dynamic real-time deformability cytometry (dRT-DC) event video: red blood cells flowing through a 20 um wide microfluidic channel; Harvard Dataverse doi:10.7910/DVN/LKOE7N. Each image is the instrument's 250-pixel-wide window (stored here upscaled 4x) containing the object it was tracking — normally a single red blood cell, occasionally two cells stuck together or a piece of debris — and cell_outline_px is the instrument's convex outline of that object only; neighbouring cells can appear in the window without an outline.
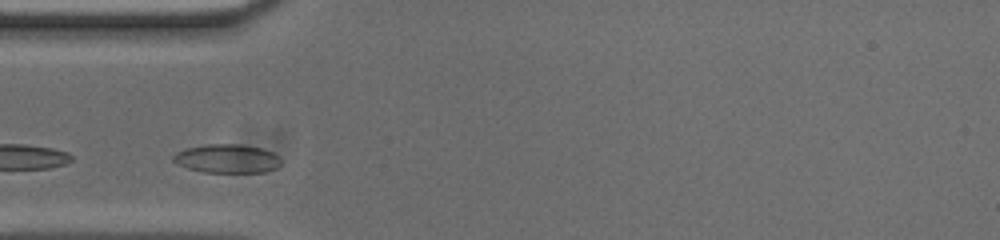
{"species": "common noctule bat (a hibernating species)", "species_latin": "Nyctalus noctula", "temperature_condition": "cold", "stored_images_in_passage": 11, "camera_frame_rate_fps": 3000, "um_per_image_px": 0.085, "animal": {"sex": "male", "body_mass_g": 20.0, "forearm_length_mm": 53.3}, "frame": {"image": 1, "passage_image": 5, "time_ms": 1.333, "image_size_px": [1000, 240], "cell_outline_px": [[280, 164], [276, 168], [264, 172], [200, 172], [176, 164], [172, 160], [172, 156], [176, 152], [188, 148], [208, 144], [240, 144], [260, 148], [272, 152], [280, 160]], "centroid_in_image_um": [19.26, 13.49], "position_along_channel_um": 65.7, "area_um2": 17.92}}